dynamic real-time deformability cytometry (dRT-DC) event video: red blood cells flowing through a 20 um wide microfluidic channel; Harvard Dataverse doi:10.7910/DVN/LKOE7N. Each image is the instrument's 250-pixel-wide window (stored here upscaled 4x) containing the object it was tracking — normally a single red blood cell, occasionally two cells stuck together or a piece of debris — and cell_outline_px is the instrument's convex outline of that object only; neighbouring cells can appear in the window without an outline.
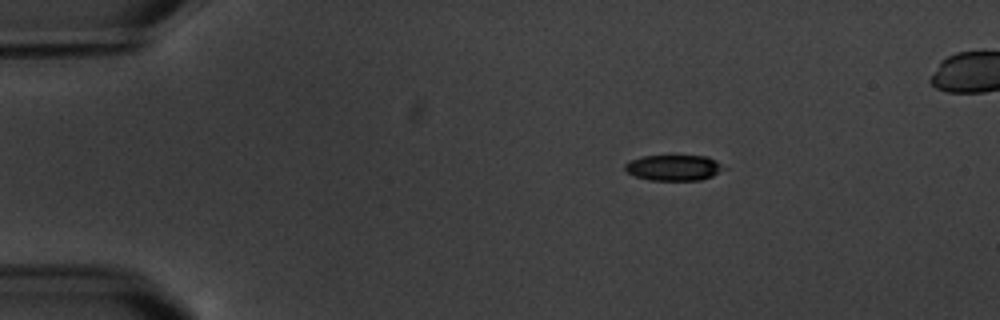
{"species": "common noctule bat (a hibernating species)", "species_latin": "Nyctalus noctula", "temperature_condition": "warm", "stored_images_in_passage": 5, "camera_frame_rate_fps": 3000, "um_per_image_px": 0.085, "animal": {"sex": "male", "body_mass_g": 20.1, "forearm_length_mm": 53.5}, "frame": {"image": 1, "passage_image": 2, "time_ms": 1.0, "image_size_px": [1000, 320], "cell_outline_px": [[728, 168], [712, 176], [700, 180], [648, 180], [636, 176], [628, 172], [624, 168], [624, 164], [640, 156], [708, 156], [716, 160]], "centroid_in_image_um": [57.31, 14.25], "position_along_channel_um": 27.7, "area_um2": 14.85}}